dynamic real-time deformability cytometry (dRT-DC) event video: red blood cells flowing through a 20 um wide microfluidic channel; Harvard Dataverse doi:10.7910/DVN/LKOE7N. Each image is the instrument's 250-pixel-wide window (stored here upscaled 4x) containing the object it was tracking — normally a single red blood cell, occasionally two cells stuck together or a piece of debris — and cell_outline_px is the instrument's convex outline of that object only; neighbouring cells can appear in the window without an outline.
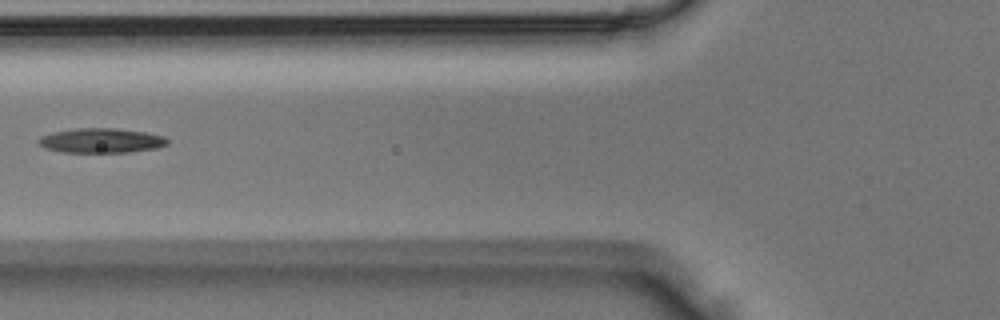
{"species": "Egyptian fruit bat (a non-hibernating species)", "species_latin": "Rousettus aegyptiacus", "temperature_condition": "room temperature", "stored_images_in_passage": 3, "camera_frame_rate_fps": 3000, "um_per_image_px": 0.085, "animal": {"sex": "male"}, "frame": {"image": 1, "passage_image": 3, "time_ms": 0.667, "image_size_px": [1000, 320], "cell_outline_px": [[168, 144], [156, 148], [128, 152], [60, 152], [48, 148], [40, 144], [36, 140], [40, 136], [52, 132], [76, 128], [116, 128], [144, 132], [164, 136], [168, 140]], "centroid_in_image_um": [8.59, 11.94], "position_along_channel_um": 117.2, "area_um2": 18.44}}